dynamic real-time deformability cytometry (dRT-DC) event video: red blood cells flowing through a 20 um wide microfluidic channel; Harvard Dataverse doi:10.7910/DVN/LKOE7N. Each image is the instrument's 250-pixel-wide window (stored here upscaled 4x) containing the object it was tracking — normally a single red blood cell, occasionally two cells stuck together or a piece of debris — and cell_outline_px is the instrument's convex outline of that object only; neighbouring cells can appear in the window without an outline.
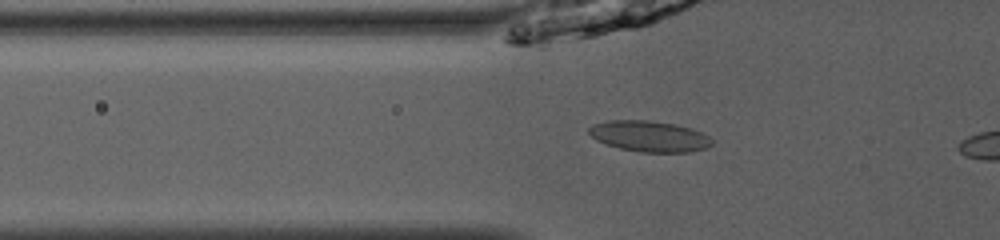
{"species": "common noctule bat (a hibernating species)", "species_latin": "Nyctalus noctula", "temperature_condition": "room temperature", "stored_images_in_passage": 15, "camera_frame_rate_fps": 3000, "um_per_image_px": 0.085, "animal": {"sex": "male", "body_mass_g": 13.0, "forearm_length_mm": 53.1}, "frame": {"image": 1, "passage_image": 13, "time_ms": 4.0, "image_size_px": [1000, 240], "cell_outline_px": [[712, 144], [708, 148], [688, 152], [640, 152], [620, 148], [596, 140], [588, 132], [588, 128], [592, 124], [608, 120], [648, 120], [676, 124], [692, 128], [708, 136], [712, 140]], "centroid_in_image_um": [55.2, 11.57], "position_along_channel_um": 70.6, "area_um2": 22.2}}